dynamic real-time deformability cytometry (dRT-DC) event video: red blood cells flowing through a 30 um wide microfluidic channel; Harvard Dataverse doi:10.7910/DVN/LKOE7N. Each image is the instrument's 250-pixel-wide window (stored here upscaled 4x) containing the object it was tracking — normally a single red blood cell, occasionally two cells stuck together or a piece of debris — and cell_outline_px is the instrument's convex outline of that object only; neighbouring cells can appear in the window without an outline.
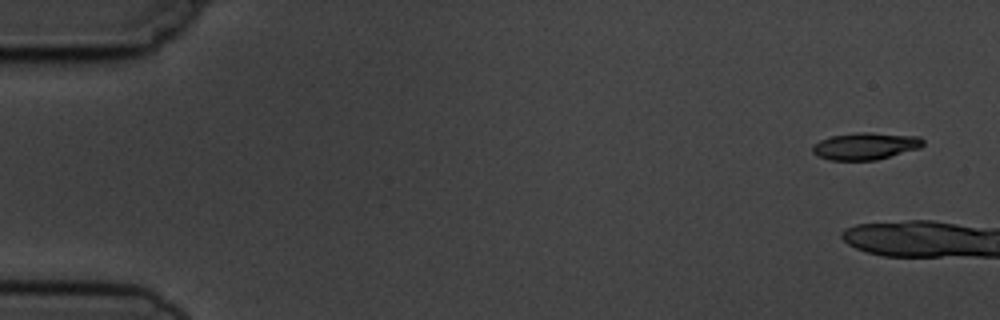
{"species": "common noctule bat (a hibernating species)", "species_latin": "Nyctalus noctula", "temperature_condition": "cold", "stored_images_in_passage": 4, "camera_frame_rate_fps": 3000, "um_per_image_px": 0.085, "animal": {"sex": "male", "body_mass_g": 19.5, "forearm_length_mm": 54.6}, "frame": {"image": 1, "passage_image": 1, "time_ms": 0.0, "image_size_px": [1000, 320], "cell_outline_px": [[924, 144], [920, 148], [876, 160], [828, 160], [816, 156], [812, 152], [812, 144], [820, 140], [832, 136], [856, 132], [872, 132], [920, 136], [924, 140]], "centroid_in_image_um": [73.55, 12.41], "position_along_channel_um": 11.4, "area_um2": 17.69}}